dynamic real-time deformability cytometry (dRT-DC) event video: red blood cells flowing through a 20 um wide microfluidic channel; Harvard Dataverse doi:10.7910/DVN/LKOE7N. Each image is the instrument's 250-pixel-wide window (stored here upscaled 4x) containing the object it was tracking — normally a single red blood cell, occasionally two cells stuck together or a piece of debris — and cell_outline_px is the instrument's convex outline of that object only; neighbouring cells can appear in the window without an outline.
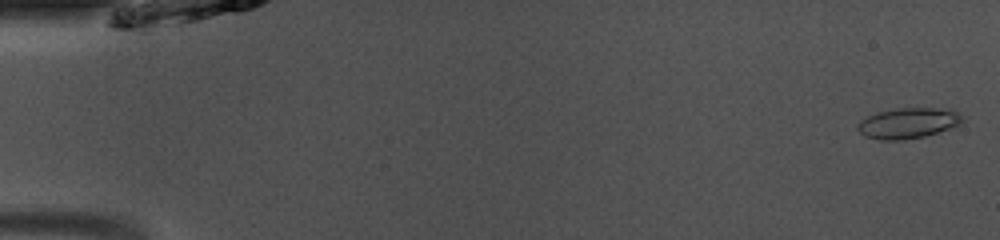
{"species": "common noctule bat (a hibernating species)", "species_latin": "Nyctalus noctula", "temperature_condition": "room temperature", "stored_images_in_passage": 49, "camera_frame_rate_fps": 3000, "um_per_image_px": 0.085, "animal": {"sex": "male", "body_mass_g": 13.0, "forearm_length_mm": 53.1}, "frame": {"image": 1, "passage_image": 1, "time_ms": 0.0, "image_size_px": [1000, 240], "cell_outline_px": [[964, 120], [960, 124], [924, 136], [904, 140], [880, 140], [864, 136], [856, 128], [868, 116], [880, 112], [896, 108], [936, 108], [956, 112]], "centroid_in_image_um": [77.16, 10.48], "position_along_channel_um": 7.8, "area_um2": 18.15}}
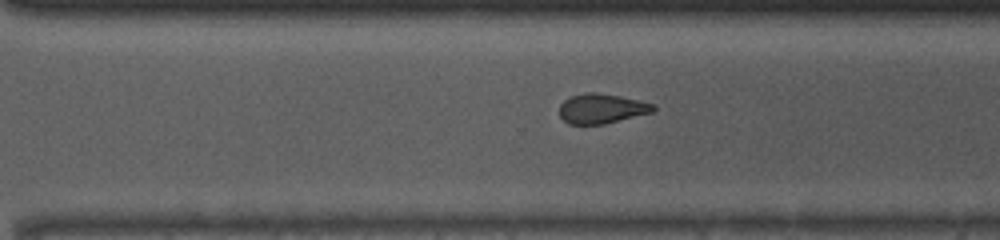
{"frame": {"image": 2, "passage_image": 34, "time_ms": 11.0, "image_size_px": [1000, 240], "cell_outline_px": [[656, 112], [604, 124], [568, 124], [560, 116], [560, 104], [564, 100], [572, 96], [588, 92], [596, 92], [620, 96], [652, 104], [656, 108]], "centroid_in_image_um": [51.15, 9.24], "position_along_channel_um": 319.4, "area_um2": 16.24}}
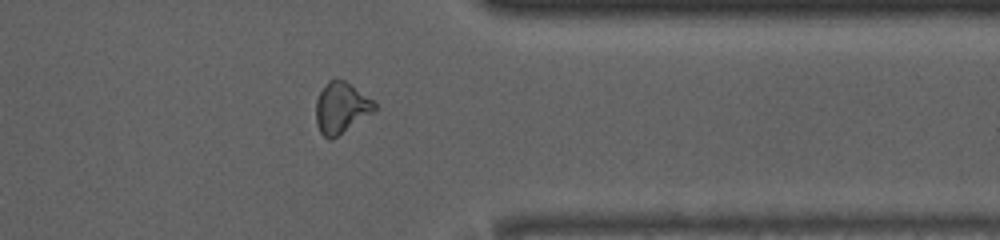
{"frame": {"image": 3, "passage_image": 39, "time_ms": 12.667, "image_size_px": [1000, 240], "cell_outline_px": [[376, 108], [372, 112], [332, 140], [328, 140], [320, 132], [316, 124], [316, 100], [320, 92], [328, 80], [344, 80], [372, 100], [376, 104]], "centroid_in_image_um": [28.96, 9.19], "position_along_channel_um": 382.4, "area_um2": 17.05}, "authors_computed_cell_mechanics": {"area_um2": 17.2822, "velocity_mm_per_s": 4.1016, "shape_relaxation_time_tau1_ms": 11.1494, "shape_relaxation_time_tau2_ms": 1.9229, "deformation_change_tau1": 0.2291, "deformation_change_tau2": 0.0912}}